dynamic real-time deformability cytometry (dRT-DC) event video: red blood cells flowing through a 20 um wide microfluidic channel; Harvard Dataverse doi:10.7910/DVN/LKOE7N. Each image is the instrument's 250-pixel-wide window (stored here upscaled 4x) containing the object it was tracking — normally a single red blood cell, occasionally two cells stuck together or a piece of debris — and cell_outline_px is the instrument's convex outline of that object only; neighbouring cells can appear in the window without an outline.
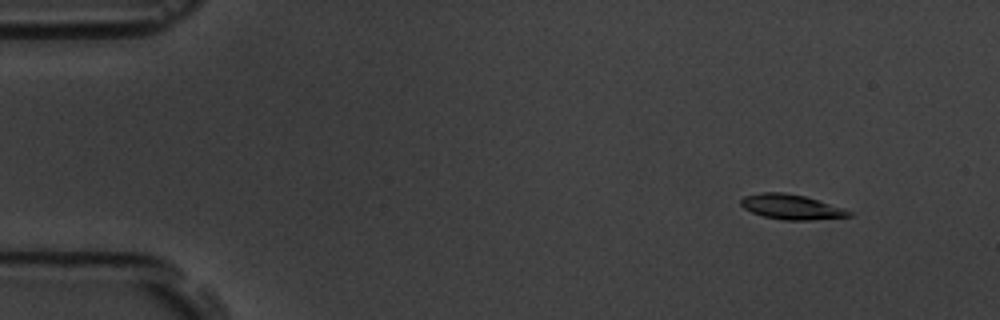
{"species": "common noctule bat (a hibernating species)", "species_latin": "Nyctalus noctula", "temperature_condition": "room temperature", "stored_images_in_passage": 5, "camera_frame_rate_fps": 3000, "um_per_image_px": 0.085, "animal": {"sex": "male", "body_mass_g": 19.5, "forearm_length_mm": 54.6}, "frame": {"image": 1, "passage_image": 2, "time_ms": 1.0, "image_size_px": [1000, 320], "cell_outline_px": [[852, 216], [812, 220], [784, 220], [764, 216], [752, 212], [744, 208], [740, 204], [740, 200], [744, 196], [760, 192], [784, 192], [804, 196], [844, 208], [852, 212]], "centroid_in_image_um": [67.26, 17.58], "position_along_channel_um": 17.7, "area_um2": 15.66}}
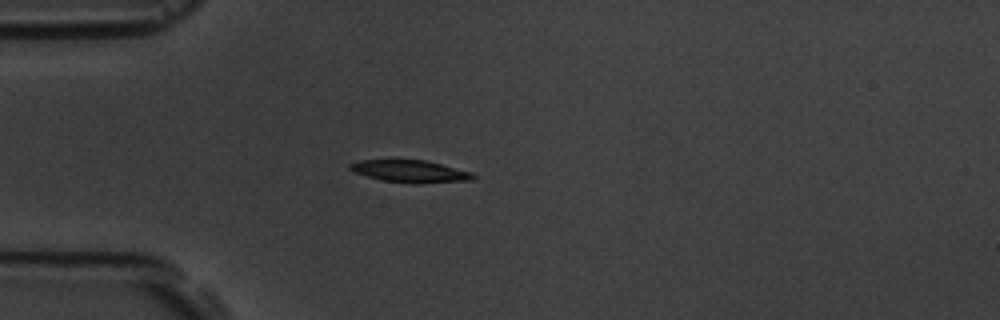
{"frame": {"image": 2, "passage_image": 4, "time_ms": 4.333, "image_size_px": [1000, 320], "cell_outline_px": [[476, 176], [472, 180], [420, 184], [412, 184], [384, 180], [368, 176], [356, 172], [348, 168], [348, 164], [360, 160], [424, 160], [472, 172]], "centroid_in_image_um": [34.89, 14.57], "position_along_channel_um": 50.1, "area_um2": 15.84}}